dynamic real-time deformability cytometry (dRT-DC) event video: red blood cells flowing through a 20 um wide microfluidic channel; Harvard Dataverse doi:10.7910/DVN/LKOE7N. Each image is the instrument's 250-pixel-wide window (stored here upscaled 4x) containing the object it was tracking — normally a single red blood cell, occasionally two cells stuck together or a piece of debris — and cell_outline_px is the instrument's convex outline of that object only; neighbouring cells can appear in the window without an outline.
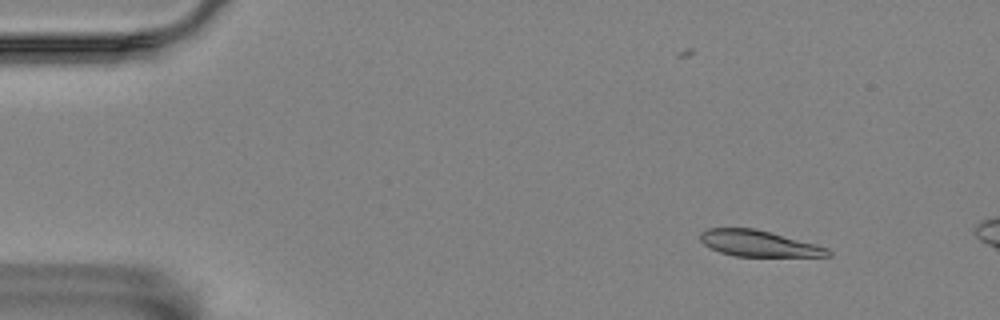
{"species": "Egyptian fruit bat (a non-hibernating species)", "species_latin": "Rousettus aegyptiacus", "temperature_condition": "room temperature", "stored_images_in_passage": 3, "camera_frame_rate_fps": 3000, "um_per_image_px": 0.085, "animal": {"sex": "female"}, "frame": {"image": 1, "passage_image": 1, "time_ms": 0.0, "image_size_px": [1000, 320], "cell_outline_px": [[832, 256], [732, 256], [720, 252], [704, 244], [700, 240], [700, 232], [708, 228], [756, 228], [816, 244], [828, 248], [832, 252]], "centroid_in_image_um": [64.49, 20.69], "position_along_channel_um": 20.5, "area_um2": 19.42}}